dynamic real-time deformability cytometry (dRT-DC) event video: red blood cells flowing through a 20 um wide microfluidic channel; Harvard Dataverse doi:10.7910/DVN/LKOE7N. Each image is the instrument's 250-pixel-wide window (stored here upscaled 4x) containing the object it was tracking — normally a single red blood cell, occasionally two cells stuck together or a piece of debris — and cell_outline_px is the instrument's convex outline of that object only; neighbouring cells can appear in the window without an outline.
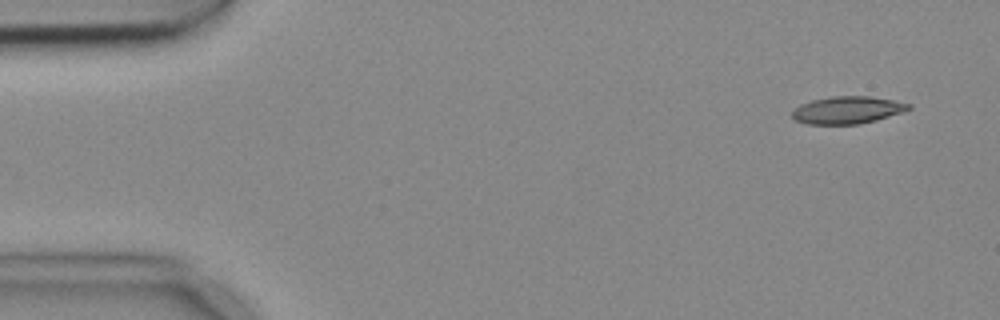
{"species": "common noctule bat (a hibernating species)", "species_latin": "Nyctalus noctula", "temperature_condition": "cold", "stored_images_in_passage": 8, "camera_frame_rate_fps": 3000, "um_per_image_px": 0.085, "animal": {"sex": "female", "body_mass_g": 18.4}, "frame": {"image": 1, "passage_image": 1, "time_ms": 0.0, "image_size_px": [1000, 320], "cell_outline_px": [[912, 108], [904, 112], [876, 120], [860, 124], [808, 124], [796, 120], [792, 116], [792, 108], [800, 104], [812, 100], [832, 96], [868, 96], [892, 100], [912, 104]], "centroid_in_image_um": [72.03, 9.35], "position_along_channel_um": 13.0, "area_um2": 18.67}}
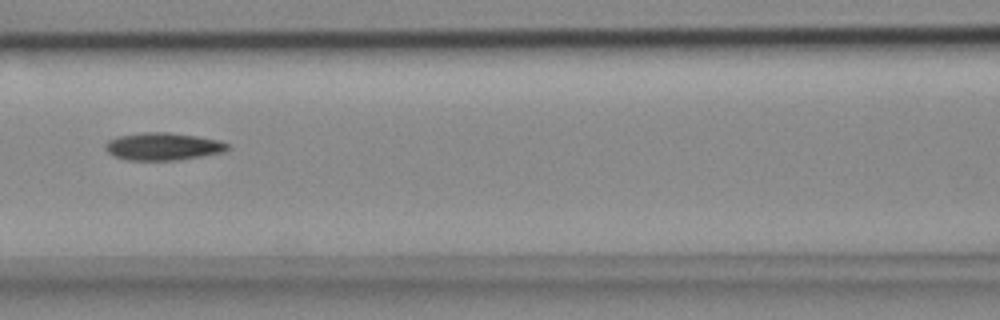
{"frame": {"image": 2, "passage_image": 6, "time_ms": 1.667, "image_size_px": [1000, 320], "cell_outline_px": [[228, 148], [224, 152], [176, 160], [128, 160], [112, 156], [104, 148], [104, 144], [108, 140], [120, 136], [144, 132], [168, 132], [196, 136], [216, 140], [228, 144]], "centroid_in_image_um": [13.79, 12.45], "position_along_channel_um": 152.8, "area_um2": 19.42}}
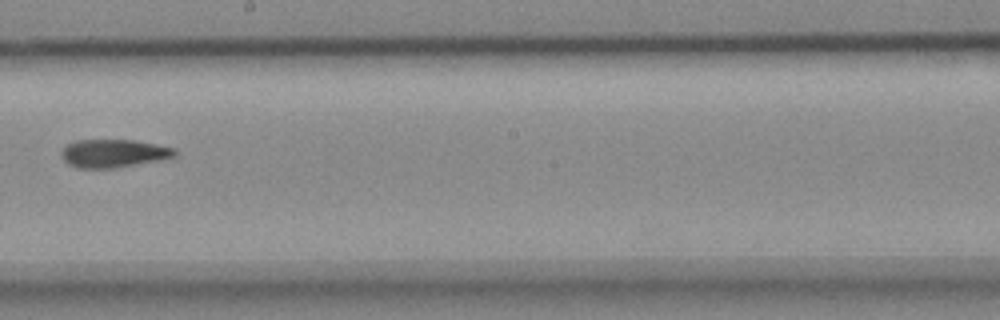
{"frame": {"image": 3, "passage_image": 8, "time_ms": 2.333, "image_size_px": [1000, 320], "cell_outline_px": [[176, 156], [156, 160], [112, 168], [76, 168], [68, 164], [60, 156], [60, 152], [68, 144], [76, 140], [132, 140], [156, 144], [176, 148]], "centroid_in_image_um": [9.61, 13.03], "position_along_channel_um": 238.6, "area_um2": 18.38}}